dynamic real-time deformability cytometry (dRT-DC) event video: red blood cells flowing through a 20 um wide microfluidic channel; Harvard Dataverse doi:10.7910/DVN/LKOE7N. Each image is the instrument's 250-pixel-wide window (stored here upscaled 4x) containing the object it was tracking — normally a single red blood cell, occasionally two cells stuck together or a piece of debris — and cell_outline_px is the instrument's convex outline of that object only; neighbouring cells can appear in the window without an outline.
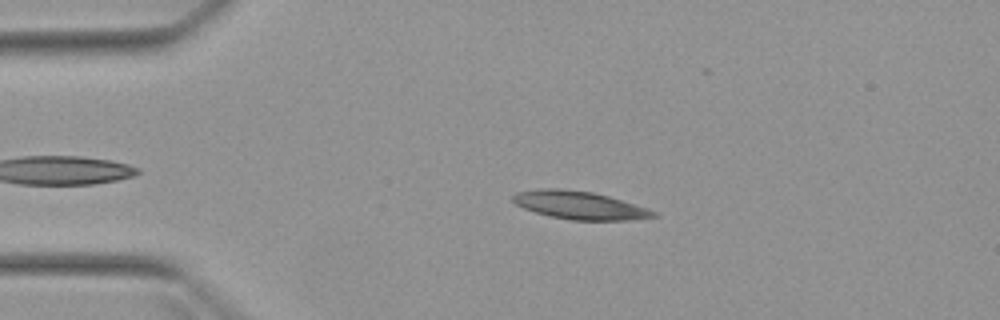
{"species": "Egyptian fruit bat (a non-hibernating species)", "species_latin": "Rousettus aegyptiacus", "temperature_condition": "warm", "stored_images_in_passage": 4, "camera_frame_rate_fps": 3000, "um_per_image_px": 0.085, "animal": {"sex": "female"}, "frame": {"image": 1, "passage_image": 3, "time_ms": 2.333, "image_size_px": [1000, 320], "cell_outline_px": [[660, 216], [632, 220], [572, 220], [552, 216], [536, 212], [524, 208], [516, 204], [512, 200], [512, 196], [516, 192], [540, 188], [560, 188], [592, 192], [608, 196], [648, 208], [656, 212]], "centroid_in_image_um": [49.28, 17.44], "position_along_channel_um": 35.7, "area_um2": 22.89}}